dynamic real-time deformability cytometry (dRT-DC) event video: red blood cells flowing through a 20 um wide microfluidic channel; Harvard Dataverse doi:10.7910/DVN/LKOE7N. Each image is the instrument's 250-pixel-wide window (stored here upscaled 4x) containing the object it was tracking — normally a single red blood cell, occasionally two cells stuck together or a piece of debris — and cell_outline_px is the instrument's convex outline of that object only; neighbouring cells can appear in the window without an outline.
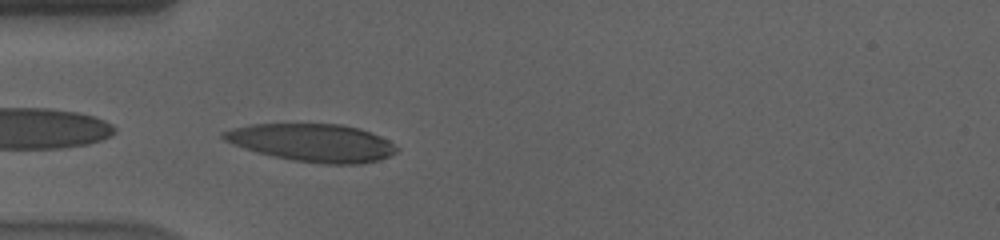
{"species": "human", "species_latin": "Homo sapiens", "temperature_condition": "cold", "stored_images_in_passage": 38, "camera_frame_rate_fps": 3000, "um_per_image_px": 0.085, "donor": {"sex": "male"}, "frame": {"image": 1, "passage_image": 1, "time_ms": 0.0, "image_size_px": [1000, 240], "cell_outline_px": [[400, 148], [396, 152], [380, 160], [360, 164], [324, 164], [292, 160], [272, 156], [256, 152], [244, 148], [224, 140], [220, 136], [220, 132], [232, 128], [252, 124], [344, 124], [360, 128], [380, 136], [388, 140]], "centroid_in_image_um": [26.56, 12.13], "position_along_channel_um": 58.4, "area_um2": 38.32}}
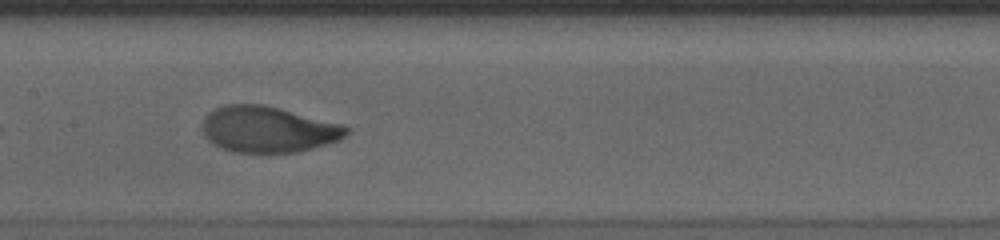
{"frame": {"image": 2, "passage_image": 12, "time_ms": 3.667, "image_size_px": [1000, 240], "cell_outline_px": [[352, 132], [340, 140], [312, 148], [296, 152], [232, 152], [220, 148], [212, 144], [204, 136], [204, 116], [212, 108], [224, 104], [260, 104], [280, 108], [344, 124], [352, 128]], "centroid_in_image_um": [22.81, 10.99], "position_along_channel_um": 184.6, "area_um2": 39.13}, "authors_computed_cell_mechanics": {"area_um2": 39.1306, "velocity_mm_per_s": 3.5533, "shape_relaxation_time_tau1_ms": 3.2332, "shape_relaxation_time_tau2_ms": null, "deformation_change_tau1": 0.1784, "deformation_change_tau2": null}}